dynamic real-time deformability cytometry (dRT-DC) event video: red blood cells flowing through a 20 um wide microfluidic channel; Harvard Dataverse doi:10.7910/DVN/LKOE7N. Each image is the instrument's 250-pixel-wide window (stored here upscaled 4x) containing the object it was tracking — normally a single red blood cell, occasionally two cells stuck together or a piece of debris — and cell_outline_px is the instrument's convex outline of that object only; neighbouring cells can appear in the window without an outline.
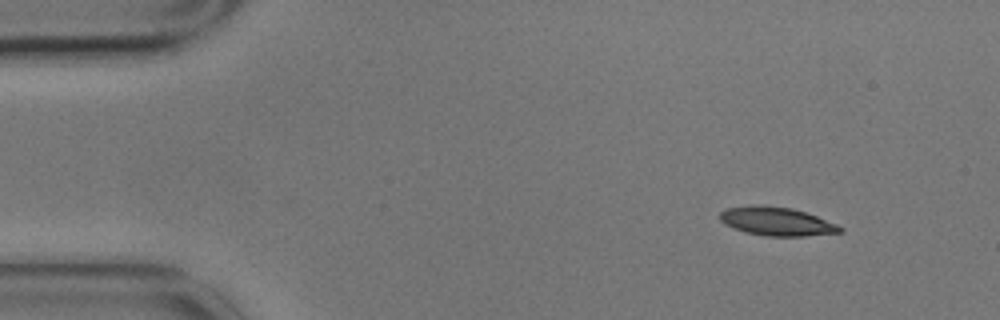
{"species": "common noctule bat (a hibernating species)", "species_latin": "Nyctalus noctula", "temperature_condition": "cold", "stored_images_in_passage": 4, "camera_frame_rate_fps": 3000, "um_per_image_px": 0.085, "animal": {"sex": "male", "body_mass_g": 17.9}, "frame": {"image": 1, "passage_image": 1, "time_ms": 0.0, "image_size_px": [1000, 320], "cell_outline_px": [[844, 232], [804, 236], [764, 236], [744, 232], [732, 228], [724, 224], [720, 220], [720, 212], [728, 208], [752, 204], [760, 204], [792, 208], [816, 216], [836, 224], [844, 228]], "centroid_in_image_um": [65.99, 18.82], "position_along_channel_um": 19.0, "area_um2": 20.17}}
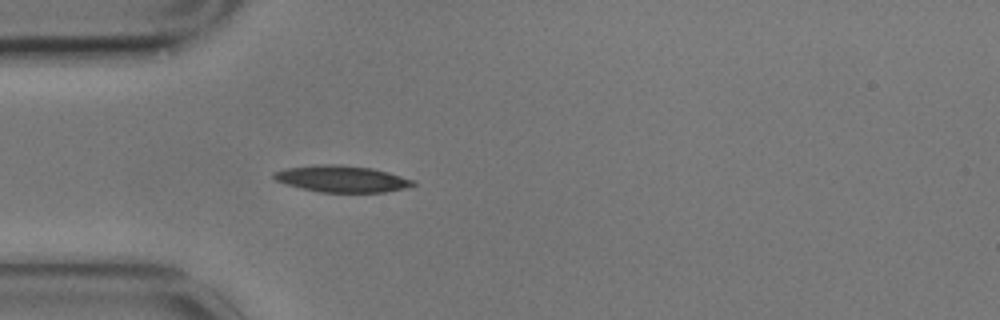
{"frame": {"image": 2, "passage_image": 4, "time_ms": 1.0, "image_size_px": [1000, 320], "cell_outline_px": [[416, 184], [404, 188], [384, 192], [320, 192], [288, 184], [276, 180], [272, 176], [272, 172], [284, 168], [320, 164], [340, 164], [372, 168], [388, 172], [416, 180]], "centroid_in_image_um": [29.07, 15.19], "position_along_channel_um": 55.9, "area_um2": 21.5}}